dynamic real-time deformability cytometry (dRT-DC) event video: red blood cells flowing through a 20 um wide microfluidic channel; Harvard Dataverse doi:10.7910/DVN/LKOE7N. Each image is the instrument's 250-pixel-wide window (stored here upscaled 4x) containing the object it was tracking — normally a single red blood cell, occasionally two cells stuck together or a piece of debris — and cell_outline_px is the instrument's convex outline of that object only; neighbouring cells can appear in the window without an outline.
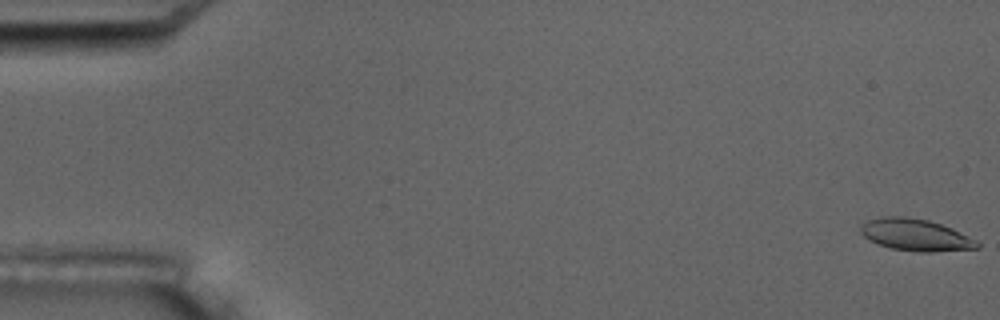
{"species": "common noctule bat (a hibernating species)", "species_latin": "Nyctalus noctula", "temperature_condition": "room temperature", "stored_images_in_passage": 4, "segment_of_instrument_passage": [2, 2], "camera_frame_rate_fps": 3000, "um_per_image_px": 0.085, "animal": {"sex": "male", "body_mass_g": 17.5, "forearm_length_mm": 52.3}, "frame": {"image": 1, "passage_image": 4, "time_ms": 4.333, "image_size_px": [1000, 320], "cell_outline_px": [[980, 248], [932, 252], [920, 252], [892, 248], [876, 244], [868, 240], [860, 232], [860, 228], [868, 220], [880, 216], [904, 216], [928, 220], [952, 228], [976, 240], [980, 244]], "centroid_in_image_um": [77.81, 19.97], "position_along_channel_um": 7.2, "area_um2": 21.68}}